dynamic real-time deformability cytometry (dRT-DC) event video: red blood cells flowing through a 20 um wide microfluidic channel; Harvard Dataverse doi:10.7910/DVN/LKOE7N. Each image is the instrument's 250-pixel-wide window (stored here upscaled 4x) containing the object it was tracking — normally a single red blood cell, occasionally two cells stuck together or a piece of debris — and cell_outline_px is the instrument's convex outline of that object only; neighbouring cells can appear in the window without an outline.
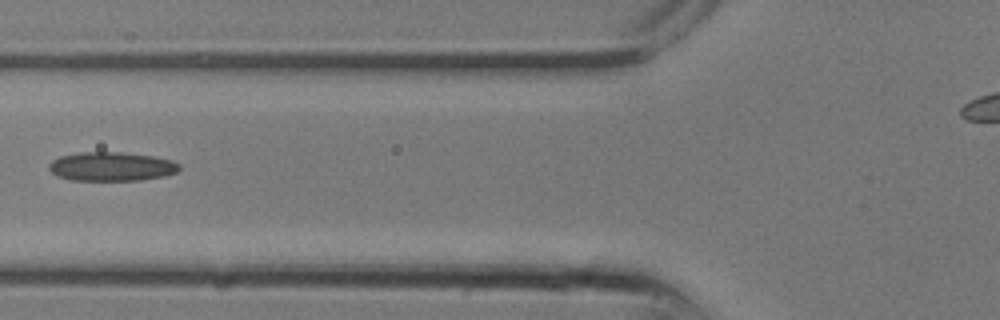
{"species": "common noctule bat (a hibernating species)", "species_latin": "Nyctalus noctula", "temperature_condition": "room temperature", "stored_images_in_passage": 15, "camera_frame_rate_fps": 3000, "um_per_image_px": 0.085, "animal": {"sex": "male", "body_mass_g": 13.3}, "frame": {"image": 1, "passage_image": 11, "time_ms": 3.333, "image_size_px": [1000, 320], "cell_outline_px": [[180, 168], [176, 172], [164, 176], [140, 180], [68, 180], [56, 176], [48, 168], [48, 164], [52, 160], [60, 156], [80, 152], [120, 152], [152, 156], [172, 160], [180, 164]], "centroid_in_image_um": [9.45, 14.15], "position_along_channel_um": 116.4, "area_um2": 22.08}}
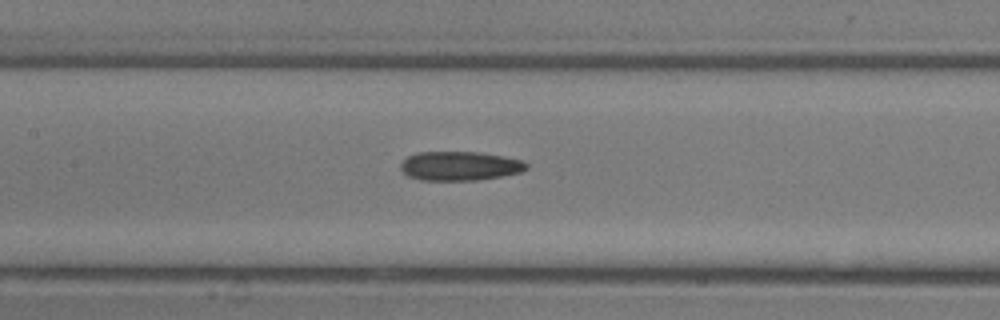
{"frame": {"image": 2, "passage_image": 13, "time_ms": 4.0, "image_size_px": [1000, 320], "cell_outline_px": [[528, 168], [520, 172], [500, 176], [476, 180], [420, 180], [408, 176], [400, 168], [400, 164], [408, 156], [416, 152], [480, 152], [504, 156], [524, 160], [528, 164]], "centroid_in_image_um": [39.09, 14.1], "position_along_channel_um": 168.3, "area_um2": 21.39}}
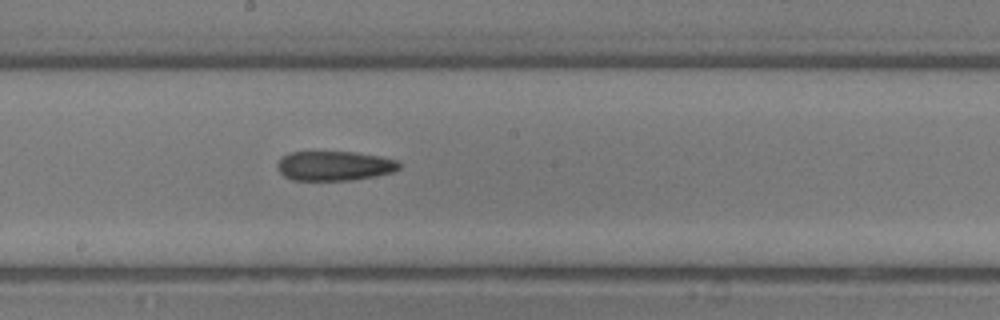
{"frame": {"image": 3, "passage_image": 15, "time_ms": 4.667, "image_size_px": [1000, 320], "cell_outline_px": [[400, 168], [392, 172], [376, 176], [352, 180], [292, 180], [284, 176], [280, 172], [276, 164], [288, 152], [356, 152], [380, 156], [396, 160], [400, 164]], "centroid_in_image_um": [28.43, 14.1], "position_along_channel_um": 219.8, "area_um2": 20.98}}